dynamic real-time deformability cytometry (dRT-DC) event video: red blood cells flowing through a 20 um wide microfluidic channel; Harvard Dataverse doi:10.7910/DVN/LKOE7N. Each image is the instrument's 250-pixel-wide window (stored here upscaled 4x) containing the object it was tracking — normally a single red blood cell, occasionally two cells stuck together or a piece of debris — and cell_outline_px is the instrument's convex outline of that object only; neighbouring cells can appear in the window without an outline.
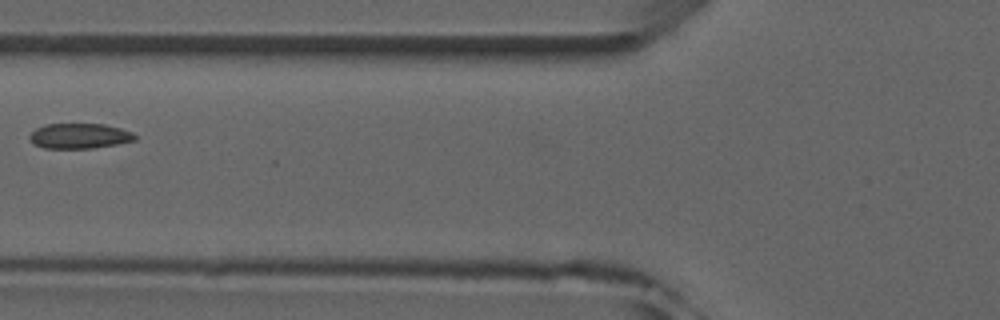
{"species": "common noctule bat (a hibernating species)", "species_latin": "Nyctalus noctula", "temperature_condition": "room temperature", "stored_images_in_passage": 7, "camera_frame_rate_fps": 3000, "um_per_image_px": 0.085, "animal": {"sex": "male", "forearm_length_mm": 52.5}, "frame": {"image": 1, "passage_image": 7, "time_ms": 6.667, "image_size_px": [1000, 320], "cell_outline_px": [[136, 140], [116, 144], [92, 148], [44, 148], [32, 144], [28, 136], [36, 128], [44, 124], [104, 124], [120, 128], [132, 132], [136, 136]], "centroid_in_image_um": [6.72, 11.55], "position_along_channel_um": 119.1, "area_um2": 15.49}}